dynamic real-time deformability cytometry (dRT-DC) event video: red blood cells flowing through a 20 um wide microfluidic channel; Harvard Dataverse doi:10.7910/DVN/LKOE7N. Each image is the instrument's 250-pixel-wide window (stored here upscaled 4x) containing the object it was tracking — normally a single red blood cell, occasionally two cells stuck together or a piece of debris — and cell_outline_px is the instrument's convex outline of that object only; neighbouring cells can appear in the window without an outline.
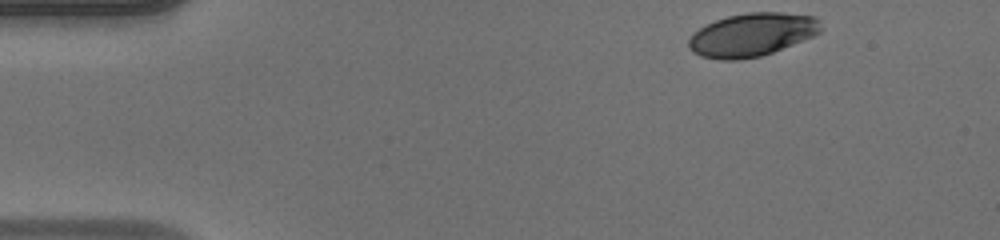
{"species": "human", "species_latin": "Homo sapiens", "temperature_condition": "warm", "stored_images_in_passage": 44, "camera_frame_rate_fps": 3000, "um_per_image_px": 0.085, "donor": {"sex": "male"}, "frame": {"image": 1, "passage_image": 1, "time_ms": 0.0, "image_size_px": [1000, 240], "cell_outline_px": [[820, 32], [812, 36], [772, 52], [760, 56], [736, 60], [720, 60], [700, 56], [692, 52], [688, 48], [688, 40], [692, 32], [716, 20], [728, 16], [748, 12], [780, 12], [816, 16], [820, 20]], "centroid_in_image_um": [63.88, 2.95], "position_along_channel_um": 21.1, "area_um2": 33.23}}
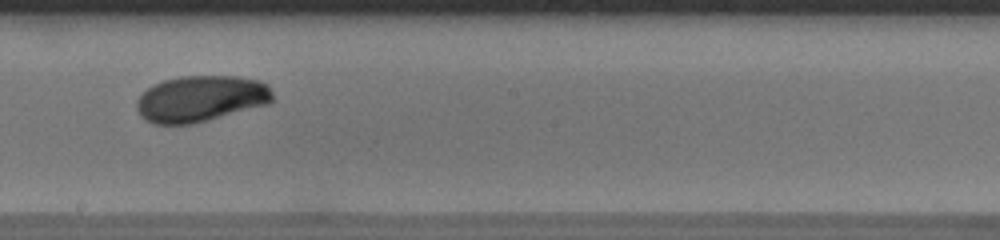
{"frame": {"image": 2, "passage_image": 23, "time_ms": 7.333, "image_size_px": [1000, 240], "cell_outline_px": [[276, 100], [268, 104], [196, 124], [156, 124], [144, 120], [140, 116], [136, 108], [136, 100], [152, 84], [164, 80], [180, 76], [240, 76], [260, 80], [268, 84]], "centroid_in_image_um": [17.1, 8.39], "position_along_channel_um": 231.1, "area_um2": 37.22}}
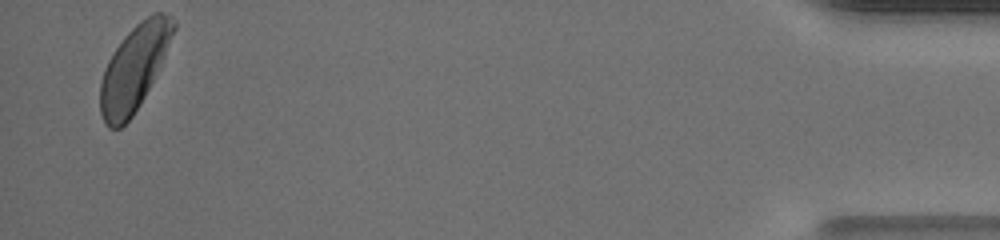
{"frame": {"image": 3, "passage_image": 43, "time_ms": 14.0, "image_size_px": [1000, 240], "cell_outline_px": [[176, 28], [164, 56], [140, 104], [132, 116], [120, 128], [108, 128], [104, 124], [100, 112], [100, 80], [104, 68], [108, 60], [124, 36], [140, 20], [156, 12], [160, 12], [172, 16], [176, 20]], "centroid_in_image_um": [11.38, 5.77], "position_along_channel_um": 423.8, "area_um2": 35.89}, "authors_computed_cell_mechanics": {"area_um2": 35.8649, "velocity_mm_per_s": 4.1577, "shape_relaxation_time_tau1_ms": 2.3087, "shape_relaxation_time_tau2_ms": null, "deformation_change_tau1": 0.1206, "deformation_change_tau2": null}}